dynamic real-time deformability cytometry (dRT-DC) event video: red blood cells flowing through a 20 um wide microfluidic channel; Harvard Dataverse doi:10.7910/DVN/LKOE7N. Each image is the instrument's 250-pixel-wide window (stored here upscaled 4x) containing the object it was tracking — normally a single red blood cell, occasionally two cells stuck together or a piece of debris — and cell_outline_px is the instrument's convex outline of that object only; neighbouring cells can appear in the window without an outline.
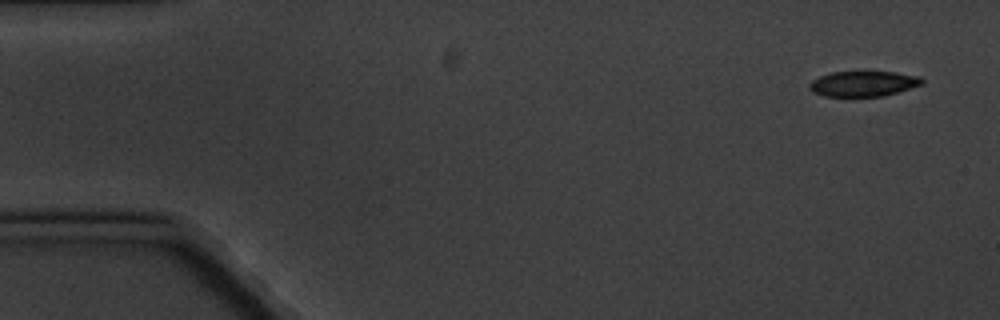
{"species": "common noctule bat (a hibernating species)", "species_latin": "Nyctalus noctula", "temperature_condition": "cold", "stored_images_in_passage": 5, "camera_frame_rate_fps": 3000, "um_per_image_px": 0.085, "animal": {"sex": "male", "body_mass_g": 20.1, "forearm_length_mm": 53.5}, "frame": {"image": 1, "passage_image": 1, "time_ms": 0.0, "image_size_px": [1000, 320], "cell_outline_px": [[924, 84], [884, 96], [824, 96], [812, 92], [808, 88], [808, 84], [812, 80], [820, 76], [832, 72], [896, 72], [920, 76], [924, 80]], "centroid_in_image_um": [73.39, 7.11], "position_along_channel_um": 11.6, "area_um2": 16.7}}
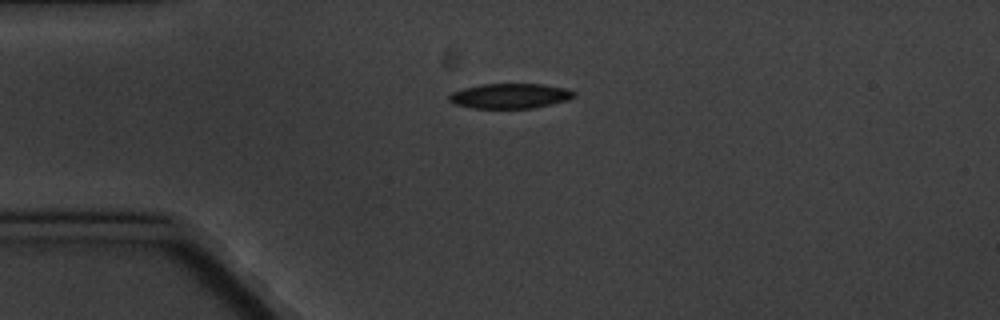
{"frame": {"image": 2, "passage_image": 4, "time_ms": 3.667, "image_size_px": [1000, 320], "cell_outline_px": [[576, 96], [568, 100], [552, 104], [532, 108], [472, 108], [456, 104], [448, 100], [448, 96], [452, 92], [464, 88], [480, 84], [544, 84], [564, 88], [576, 92]], "centroid_in_image_um": [43.37, 8.15], "position_along_channel_um": 41.6, "area_um2": 18.21}}